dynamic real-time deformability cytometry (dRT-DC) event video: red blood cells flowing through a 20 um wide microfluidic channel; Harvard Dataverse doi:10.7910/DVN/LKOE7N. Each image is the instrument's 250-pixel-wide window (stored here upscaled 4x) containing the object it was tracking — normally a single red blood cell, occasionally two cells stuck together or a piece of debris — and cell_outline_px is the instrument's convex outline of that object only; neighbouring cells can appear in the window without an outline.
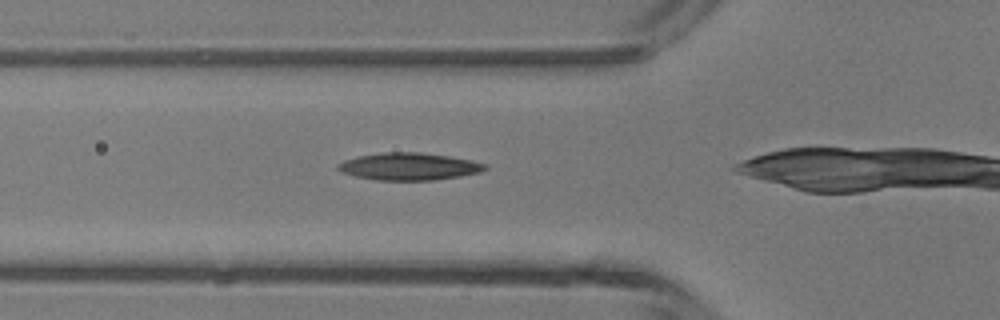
{"species": "common noctule bat (a hibernating species)", "species_latin": "Nyctalus noctula", "temperature_condition": "room temperature", "stored_images_in_passage": 22, "camera_frame_rate_fps": 3000, "um_per_image_px": 0.085, "animal": {"sex": "male", "body_mass_g": 13.3}, "frame": {"image": 1, "passage_image": 2, "time_ms": 0.333, "image_size_px": [1000, 320], "cell_outline_px": [[488, 168], [480, 172], [460, 176], [432, 180], [376, 180], [356, 176], [340, 172], [336, 168], [336, 164], [344, 160], [360, 156], [384, 152], [420, 152], [448, 156], [472, 160], [488, 164]], "centroid_in_image_um": [34.77, 14.15], "position_along_channel_um": 91.0, "area_um2": 23.41}}
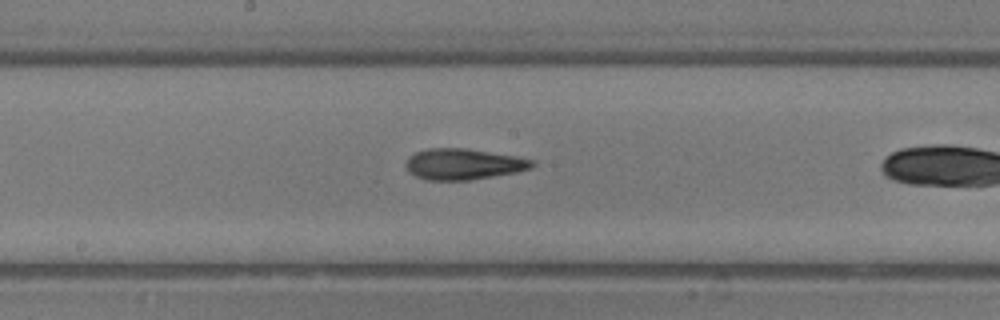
{"frame": {"image": 2, "passage_image": 10, "time_ms": 3.0, "image_size_px": [1000, 320], "cell_outline_px": [[536, 164], [532, 168], [516, 172], [468, 180], [424, 180], [408, 172], [404, 164], [416, 152], [428, 148], [464, 148], [516, 156], [532, 160]], "centroid_in_image_um": [39.38, 13.95], "position_along_channel_um": 208.8, "area_um2": 22.66}}
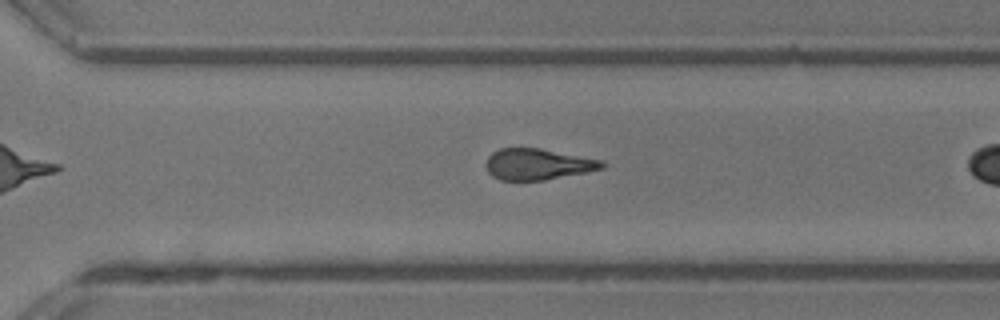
{"frame": {"image": 3, "passage_image": 18, "time_ms": 5.667, "image_size_px": [1000, 320], "cell_outline_px": [[604, 168], [544, 180], [500, 180], [492, 176], [488, 172], [484, 164], [488, 156], [492, 152], [500, 148], [540, 148], [604, 160]], "centroid_in_image_um": [45.67, 13.95], "position_along_channel_um": 324.9, "area_um2": 21.1}}